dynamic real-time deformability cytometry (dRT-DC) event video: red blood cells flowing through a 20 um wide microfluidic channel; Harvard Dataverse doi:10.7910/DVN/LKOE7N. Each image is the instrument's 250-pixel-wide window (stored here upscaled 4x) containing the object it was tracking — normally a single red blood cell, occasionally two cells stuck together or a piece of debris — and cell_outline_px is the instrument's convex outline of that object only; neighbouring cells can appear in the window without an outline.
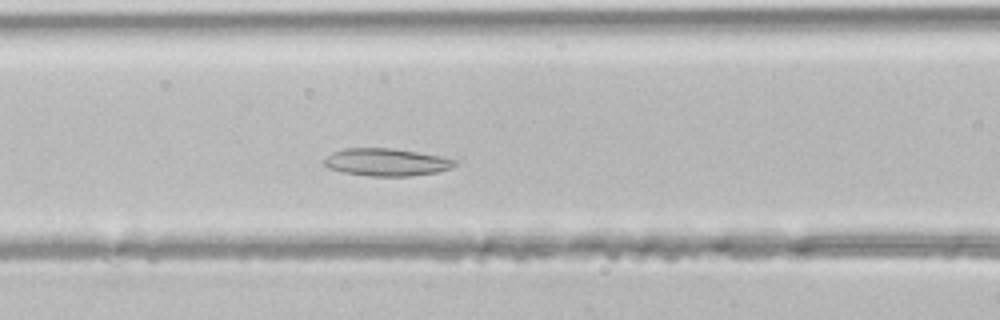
{"species": "common noctule bat (a hibernating species)", "species_latin": "Nyctalus noctula", "temperature_condition": "room temperature", "stored_images_in_passage": 40, "camera_frame_rate_fps": 3000, "um_per_image_px": 0.085, "animal": {"sex": "male", "body_mass_g": 21.5, "forearm_length_mm": 52.0}, "frame": {"image": 1, "passage_image": 15, "time_ms": 4.667, "image_size_px": [1000, 320], "cell_outline_px": [[456, 164], [452, 168], [436, 172], [412, 176], [372, 176], [344, 172], [328, 168], [324, 164], [324, 160], [332, 152], [344, 148], [392, 148], [440, 156], [456, 160]], "centroid_in_image_um": [32.84, 13.78], "position_along_channel_um": 133.8, "area_um2": 20.81}}
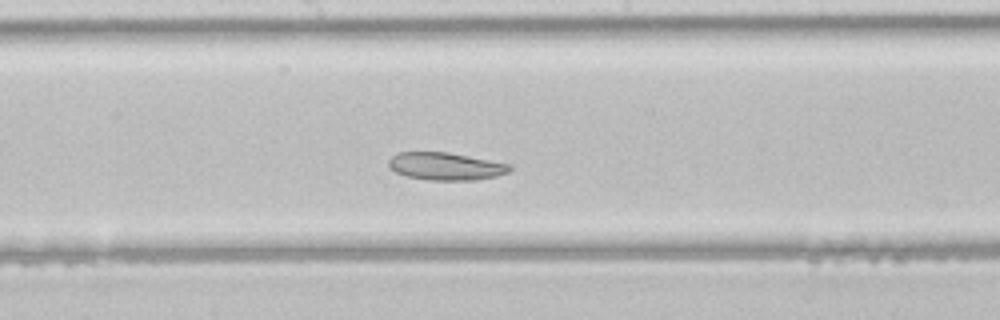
{"frame": {"image": 2, "passage_image": 20, "time_ms": 6.333, "image_size_px": [1000, 320], "cell_outline_px": [[512, 168], [508, 172], [496, 176], [476, 180], [428, 180], [408, 176], [396, 172], [388, 164], [388, 160], [396, 152], [448, 152], [508, 164]], "centroid_in_image_um": [37.85, 14.13], "position_along_channel_um": 210.3, "area_um2": 19.25}}
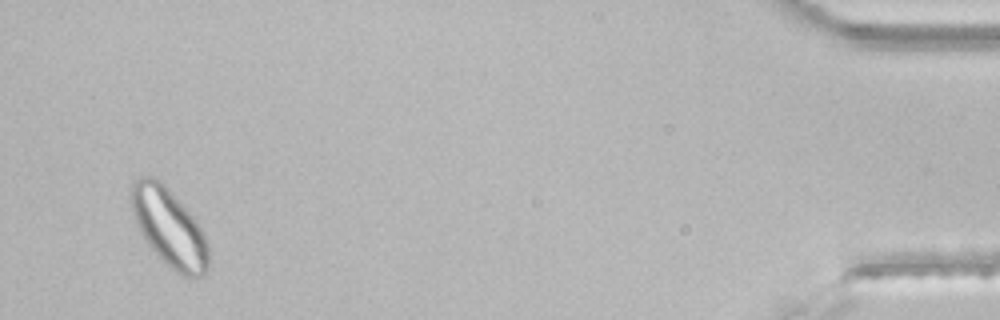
{"frame": {"image": 3, "passage_image": 39, "time_ms": 12.667, "image_size_px": [1000, 320], "cell_outline_px": [[208, 268], [204, 276], [196, 280], [184, 276], [176, 272], [148, 244], [140, 232], [136, 224], [132, 212], [128, 196], [128, 188], [140, 176], [152, 176], [160, 180], [164, 184], [196, 220], [204, 236], [208, 248]], "centroid_in_image_um": [14.34, 19.32], "position_along_channel_um": 420.9, "area_um2": 35.14}}